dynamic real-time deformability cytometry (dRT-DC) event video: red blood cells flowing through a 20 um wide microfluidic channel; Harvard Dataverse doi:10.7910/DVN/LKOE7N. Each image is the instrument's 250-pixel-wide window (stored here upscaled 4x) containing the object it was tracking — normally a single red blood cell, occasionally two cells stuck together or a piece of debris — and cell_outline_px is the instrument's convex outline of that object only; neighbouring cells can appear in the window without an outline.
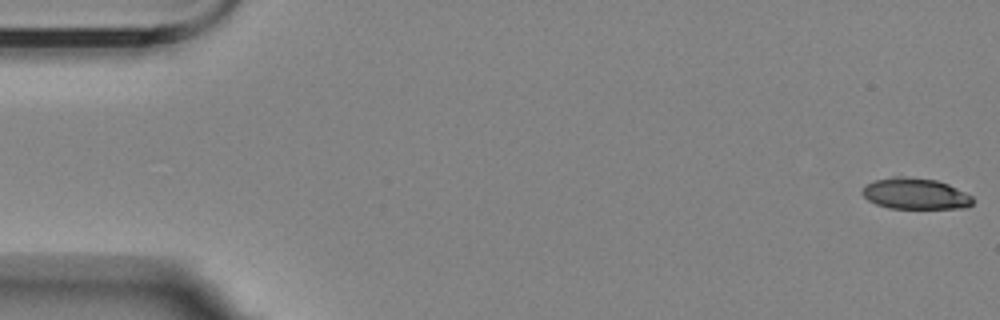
{"species": "Egyptian fruit bat (a non-hibernating species)", "species_latin": "Rousettus aegyptiacus", "temperature_condition": "room temperature", "stored_images_in_passage": 3, "camera_frame_rate_fps": 3000, "um_per_image_px": 0.085, "animal": {"sex": "female"}, "frame": {"image": 1, "passage_image": 1, "time_ms": 0.0, "image_size_px": [1000, 320], "cell_outline_px": [[972, 204], [964, 208], [888, 208], [876, 204], [868, 200], [860, 192], [868, 184], [876, 180], [896, 176], [900, 176], [936, 180], [948, 184], [972, 196]], "centroid_in_image_um": [77.79, 16.47], "position_along_channel_um": 7.2, "area_um2": 19.77}}